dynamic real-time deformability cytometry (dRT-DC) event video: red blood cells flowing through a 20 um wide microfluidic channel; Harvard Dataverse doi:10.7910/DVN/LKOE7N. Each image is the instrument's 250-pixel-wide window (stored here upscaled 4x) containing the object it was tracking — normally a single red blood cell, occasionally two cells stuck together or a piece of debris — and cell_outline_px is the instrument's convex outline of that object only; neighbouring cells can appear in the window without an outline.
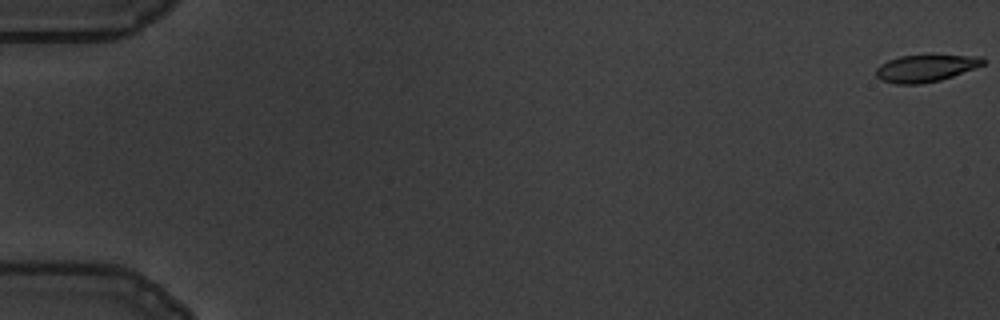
{"species": "common noctule bat (a hibernating species)", "species_latin": "Nyctalus noctula", "temperature_condition": "warm", "stored_images_in_passage": 60, "camera_frame_rate_fps": 3000, "um_per_image_px": 0.085, "animal": {"sex": "male", "body_mass_g": 19.5, "forearm_length_mm": 54.6}, "frame": {"image": 1, "passage_image": 1, "time_ms": 0.0, "image_size_px": [1000, 320], "cell_outline_px": [[984, 64], [952, 76], [940, 80], [920, 84], [896, 84], [880, 80], [876, 76], [876, 68], [880, 64], [888, 60], [900, 56], [980, 56], [984, 60]], "centroid_in_image_um": [78.61, 5.82], "position_along_channel_um": 6.4, "area_um2": 16.53}}
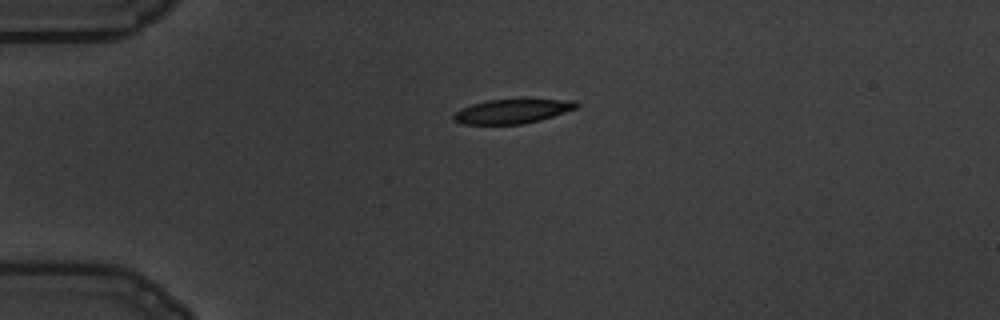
{"frame": {"image": 2, "passage_image": 16, "time_ms": 5.0, "image_size_px": [1000, 320], "cell_outline_px": [[580, 104], [576, 108], [540, 120], [524, 124], [464, 124], [452, 120], [452, 116], [460, 108], [472, 104], [488, 100], [524, 96], [528, 96], [576, 100]], "centroid_in_image_um": [43.62, 9.39], "position_along_channel_um": 41.4, "area_um2": 18.5}}
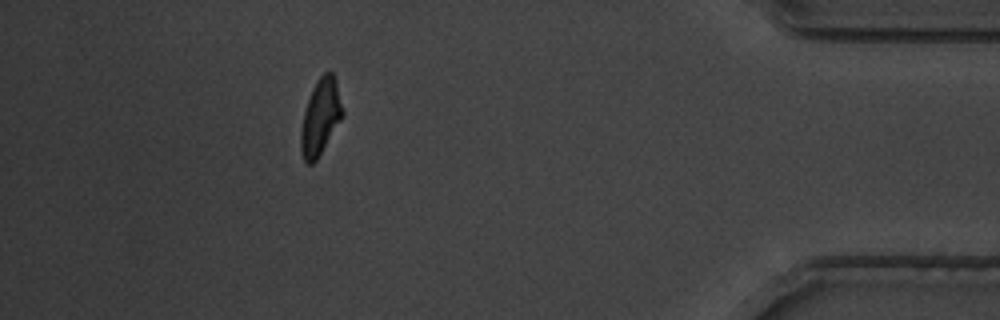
{"frame": {"image": 3, "passage_image": 54, "time_ms": 17.667, "image_size_px": [1000, 320], "cell_outline_px": [[344, 116], [316, 160], [312, 164], [308, 164], [304, 160], [300, 148], [300, 128], [304, 112], [312, 88], [320, 76], [324, 72], [332, 72], [336, 80], [344, 112]], "centroid_in_image_um": [27.24, 9.95], "position_along_channel_um": 408.0, "area_um2": 18.44}, "authors_computed_cell_mechanics": {"area_um2": 18.496, "velocity_mm_per_s": 3.5125, "shape_relaxation_time_tau1_ms": 4.647, "shape_relaxation_time_tau2_ms": 0.8422, "deformation_change_tau1": 0.1765, "deformation_change_tau2": 0.0664}}